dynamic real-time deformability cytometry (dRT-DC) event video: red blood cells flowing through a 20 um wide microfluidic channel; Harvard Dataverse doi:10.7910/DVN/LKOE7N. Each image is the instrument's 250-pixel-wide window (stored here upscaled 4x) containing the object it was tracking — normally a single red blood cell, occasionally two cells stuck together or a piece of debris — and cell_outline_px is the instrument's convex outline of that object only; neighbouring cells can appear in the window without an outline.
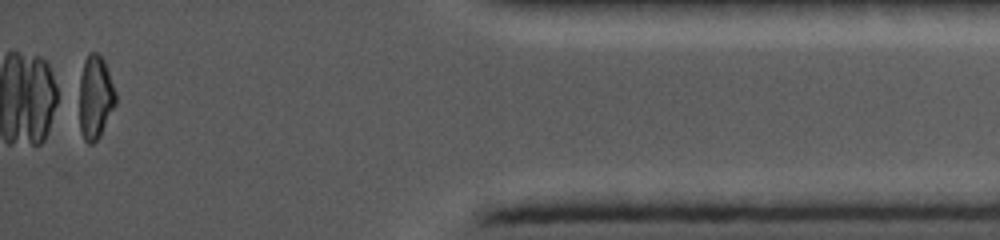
{"species": "common noctule bat (a hibernating species)", "species_latin": "Nyctalus noctula", "temperature_condition": "cold", "stored_images_in_passage": 26, "camera_frame_rate_fps": 5000, "um_per_image_px": 0.085, "animal": {"sex": "female", "body_mass_g": 19.0, "forearm_length_mm": 56.7}, "frame": {"image": 1, "passage_image": 26, "time_ms": 5.0, "image_size_px": [1000, 240], "cell_outline_px": [[116, 104], [100, 136], [92, 144], [88, 144], [84, 140], [80, 132], [80, 76], [84, 60], [88, 52], [96, 52], [104, 60], [116, 92]], "centroid_in_image_um": [8.1, 8.27], "position_along_channel_um": 427.1, "area_um2": 17.74}}